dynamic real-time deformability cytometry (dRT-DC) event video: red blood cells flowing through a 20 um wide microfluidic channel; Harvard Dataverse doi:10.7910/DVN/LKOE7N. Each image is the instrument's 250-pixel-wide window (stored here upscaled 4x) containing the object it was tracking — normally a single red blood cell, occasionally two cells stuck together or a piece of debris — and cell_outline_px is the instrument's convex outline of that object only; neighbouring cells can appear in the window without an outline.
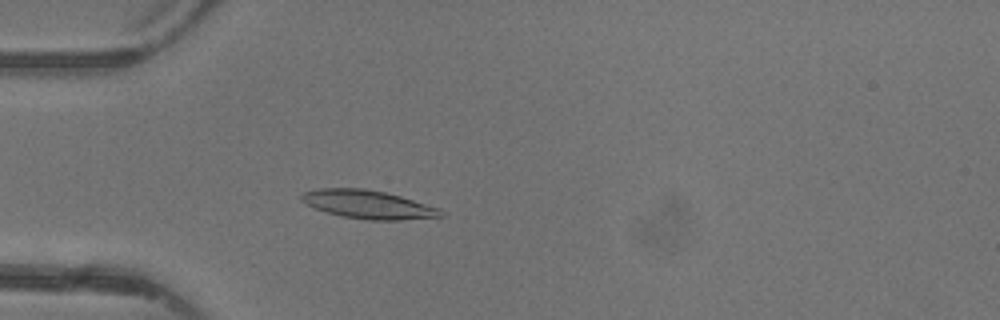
{"species": "common noctule bat (a hibernating species)", "species_latin": "Nyctalus noctula", "temperature_condition": "warm", "stored_images_in_passage": 5, "camera_frame_rate_fps": 3000, "um_per_image_px": 0.085, "animal": {"sex": "female"}, "frame": {"image": 1, "passage_image": 5, "time_ms": 4.667, "image_size_px": [1000, 320], "cell_outline_px": [[444, 216], [400, 220], [368, 220], [340, 216], [304, 204], [300, 200], [300, 192], [320, 188], [364, 188], [384, 192], [400, 196], [440, 208], [444, 212]], "centroid_in_image_um": [31.26, 17.37], "position_along_channel_um": 53.7, "area_um2": 23.18}}